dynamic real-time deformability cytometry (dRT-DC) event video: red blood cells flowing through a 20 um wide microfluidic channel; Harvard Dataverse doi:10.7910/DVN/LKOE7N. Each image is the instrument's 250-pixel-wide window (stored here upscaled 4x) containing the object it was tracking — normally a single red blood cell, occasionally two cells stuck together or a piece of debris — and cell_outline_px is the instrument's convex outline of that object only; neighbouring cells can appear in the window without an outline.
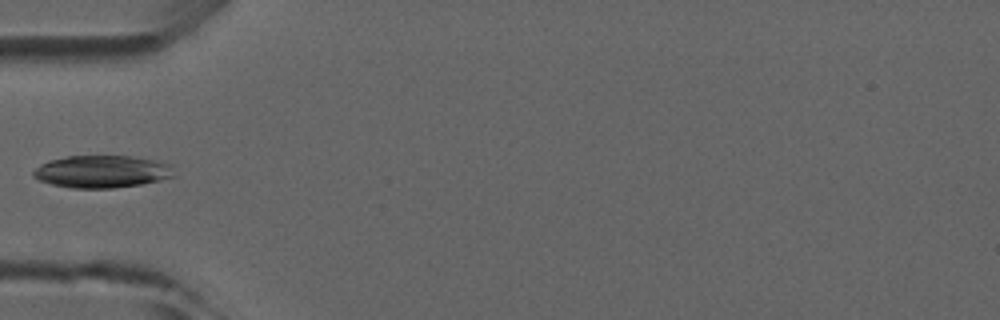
{"species": "common noctule bat (a hibernating species)", "species_latin": "Nyctalus noctula", "temperature_condition": "room temperature", "stored_images_in_passage": 5, "camera_frame_rate_fps": 3000, "um_per_image_px": 0.085, "animal": {"sex": "male", "forearm_length_mm": 52.5}, "frame": {"image": 1, "passage_image": 5, "time_ms": 4.667, "image_size_px": [1000, 320], "cell_outline_px": [[176, 176], [160, 180], [140, 184], [112, 188], [72, 188], [52, 184], [40, 180], [32, 176], [32, 172], [40, 164], [48, 160], [68, 156], [128, 156], [152, 160], [172, 164]], "centroid_in_image_um": [8.67, 14.58], "position_along_channel_um": 76.3, "area_um2": 26.53}}